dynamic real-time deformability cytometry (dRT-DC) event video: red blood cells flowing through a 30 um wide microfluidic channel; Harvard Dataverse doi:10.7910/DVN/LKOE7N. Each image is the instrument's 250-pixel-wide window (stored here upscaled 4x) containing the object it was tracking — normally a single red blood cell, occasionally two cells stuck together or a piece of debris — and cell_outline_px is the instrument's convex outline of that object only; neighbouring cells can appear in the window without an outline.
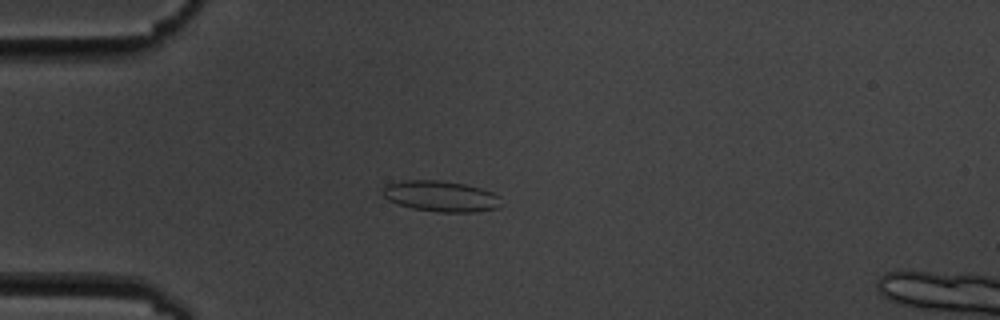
{"species": "common noctule bat (a hibernating species)", "species_latin": "Nyctalus noctula", "temperature_condition": "cold", "stored_images_in_passage": 5, "camera_frame_rate_fps": 3000, "um_per_image_px": 0.085, "animal": {"sex": "male", "body_mass_g": 19.5, "forearm_length_mm": 54.6}, "frame": {"image": 1, "passage_image": 4, "time_ms": 3.333, "image_size_px": [1000, 320], "cell_outline_px": [[504, 204], [500, 208], [476, 212], [440, 212], [412, 208], [396, 204], [388, 200], [384, 196], [384, 184], [404, 180], [440, 180], [464, 184], [480, 188], [492, 192], [500, 196]], "centroid_in_image_um": [37.52, 16.68], "position_along_channel_um": 47.5, "area_um2": 21.56}}